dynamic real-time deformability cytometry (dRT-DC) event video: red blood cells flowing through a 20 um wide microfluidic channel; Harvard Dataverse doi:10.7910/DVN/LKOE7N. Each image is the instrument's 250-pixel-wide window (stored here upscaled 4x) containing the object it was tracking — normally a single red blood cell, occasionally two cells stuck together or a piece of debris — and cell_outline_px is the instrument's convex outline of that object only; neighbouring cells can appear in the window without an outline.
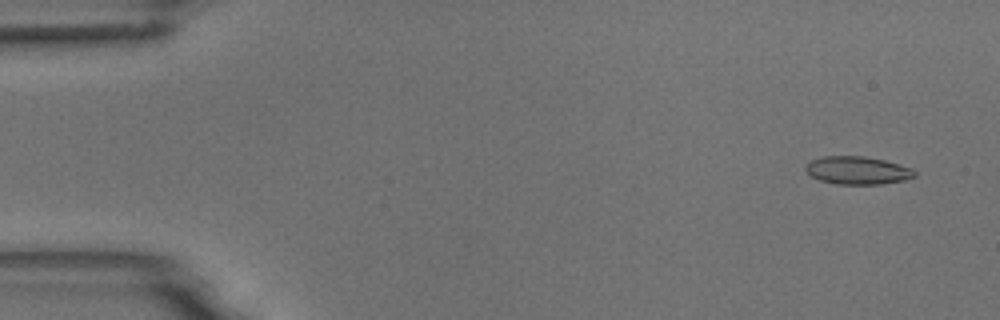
{"species": "common noctule bat (a hibernating species)", "species_latin": "Nyctalus noctula", "temperature_condition": "room temperature", "stored_images_in_passage": 54, "camera_frame_rate_fps": 3000, "um_per_image_px": 0.085, "animal": {"sex": "male", "body_mass_g": 18.8}, "frame": {"image": 1, "passage_image": 3, "time_ms": 0.667, "image_size_px": [1000, 320], "cell_outline_px": [[916, 176], [904, 180], [880, 184], [836, 184], [820, 180], [812, 176], [804, 168], [804, 164], [808, 160], [824, 156], [864, 156], [884, 160], [912, 168], [916, 172]], "centroid_in_image_um": [72.86, 14.47], "position_along_channel_um": 12.1, "area_um2": 17.8}}
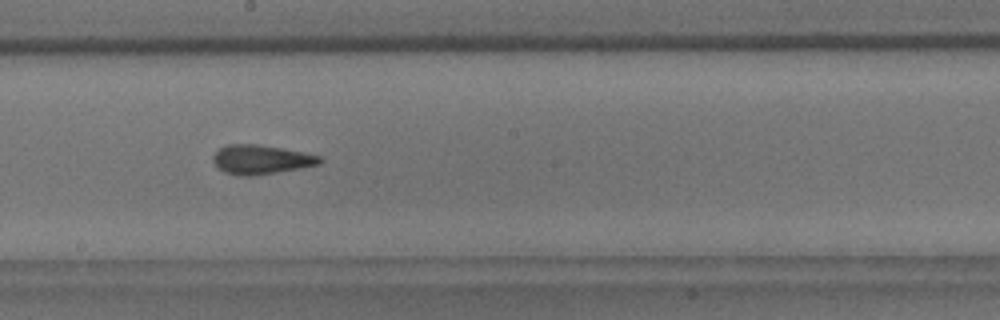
{"frame": {"image": 2, "passage_image": 30, "time_ms": 9.667, "image_size_px": [1000, 320], "cell_outline_px": [[324, 160], [320, 164], [300, 168], [252, 176], [240, 176], [224, 172], [216, 168], [212, 160], [212, 156], [220, 148], [228, 144], [256, 144], [304, 152], [320, 156]], "centroid_in_image_um": [22.16, 13.57], "position_along_channel_um": 226.0, "area_um2": 18.21}}
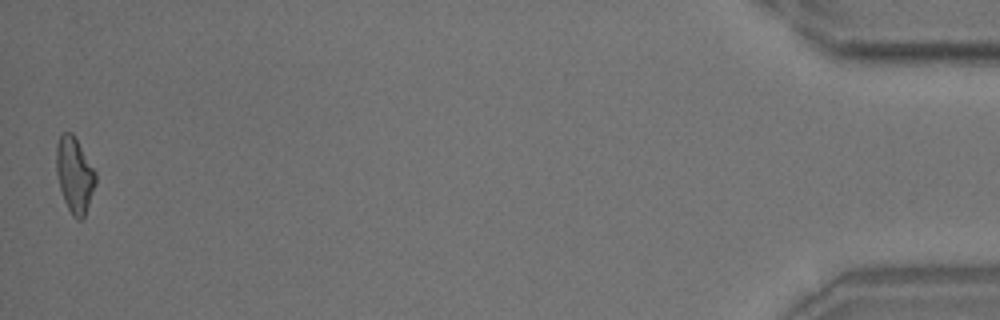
{"frame": {"image": 3, "passage_image": 54, "time_ms": 17.667, "image_size_px": [1000, 320], "cell_outline_px": [[96, 184], [84, 216], [80, 220], [76, 220], [72, 216], [64, 200], [60, 188], [56, 172], [56, 144], [60, 136], [64, 132], [72, 132], [96, 172]], "centroid_in_image_um": [6.33, 14.87], "position_along_channel_um": 428.9, "area_um2": 17.22}, "authors_computed_cell_mechanics": {"area_um2": 17.7157, "velocity_mm_per_s": 3.697, "shape_relaxation_time_tau1_ms": null, "shape_relaxation_time_tau2_ms": 2.0004, "deformation_change_tau1": null, "deformation_change_tau2": 0.0993}}